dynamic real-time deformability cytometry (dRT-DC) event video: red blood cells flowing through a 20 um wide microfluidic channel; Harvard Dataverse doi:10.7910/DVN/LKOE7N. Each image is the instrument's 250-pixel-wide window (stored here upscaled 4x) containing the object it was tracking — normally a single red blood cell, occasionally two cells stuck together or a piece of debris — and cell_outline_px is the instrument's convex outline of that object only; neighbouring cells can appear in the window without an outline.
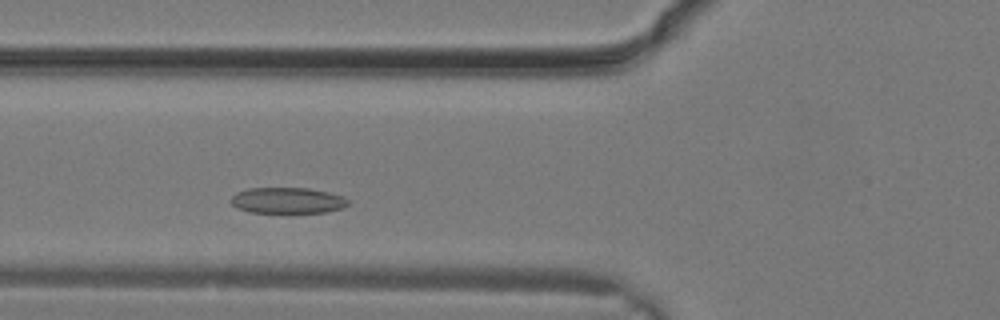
{"species": "common noctule bat (a hibernating species)", "species_latin": "Nyctalus noctula", "temperature_condition": "warm", "stored_images_in_passage": 14, "camera_frame_rate_fps": 3000, "um_per_image_px": 0.085, "animal": {"sex": "male", "body_mass_g": 19.2, "forearm_length_mm": 51.8}, "frame": {"image": 1, "passage_image": 5, "time_ms": 1.333, "image_size_px": [1000, 320], "cell_outline_px": [[348, 204], [344, 208], [324, 212], [252, 212], [236, 208], [232, 204], [232, 196], [236, 192], [248, 188], [308, 188], [328, 192], [344, 196], [348, 200]], "centroid_in_image_um": [24.45, 17.03], "position_along_channel_um": 101.4, "area_um2": 17.63}}
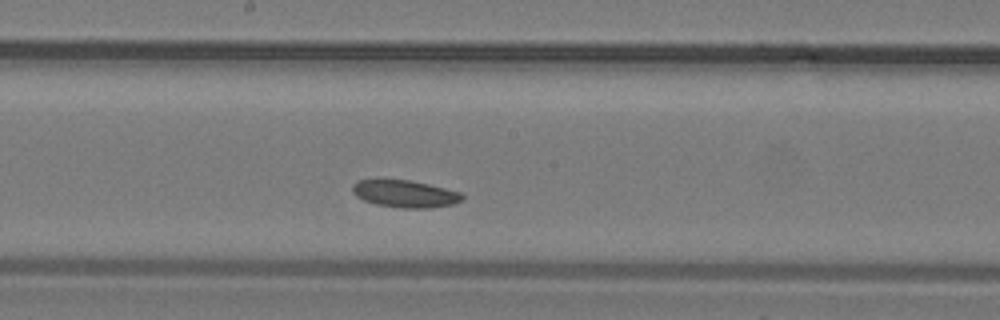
{"frame": {"image": 2, "passage_image": 10, "time_ms": 3.0, "image_size_px": [1000, 320], "cell_outline_px": [[464, 200], [456, 204], [432, 208], [400, 208], [376, 204], [364, 200], [356, 196], [352, 192], [352, 184], [356, 180], [408, 180], [428, 184], [460, 192], [464, 196]], "centroid_in_image_um": [34.45, 16.48], "position_along_channel_um": 213.8, "area_um2": 17.51}}
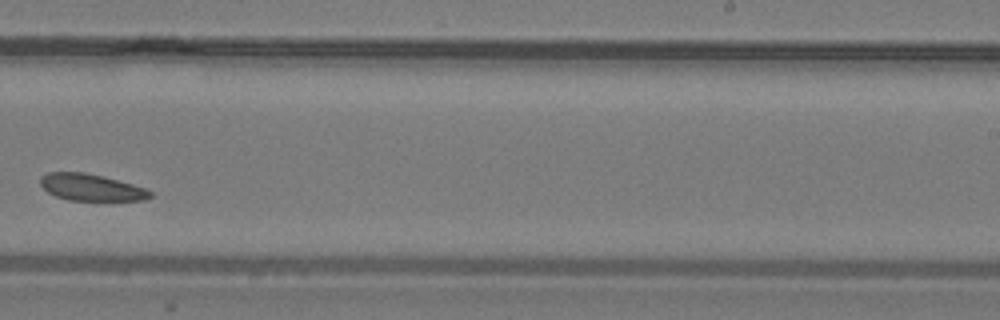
{"frame": {"image": 3, "passage_image": 13, "time_ms": 4.0, "image_size_px": [1000, 320], "cell_outline_px": [[152, 196], [144, 200], [68, 200], [56, 196], [48, 192], [40, 184], [40, 176], [48, 172], [84, 172], [104, 176], [132, 184], [144, 188], [152, 192]], "centroid_in_image_um": [7.72, 15.92], "position_along_channel_um": 281.3, "area_um2": 17.05}}